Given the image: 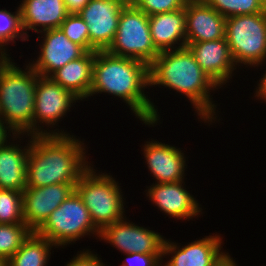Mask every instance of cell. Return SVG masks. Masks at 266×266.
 <instances>
[{
	"label": "cell",
	"mask_w": 266,
	"mask_h": 266,
	"mask_svg": "<svg viewBox=\"0 0 266 266\" xmlns=\"http://www.w3.org/2000/svg\"><path fill=\"white\" fill-rule=\"evenodd\" d=\"M148 87L149 65L138 59L110 54L107 50L96 51L90 98L98 93L116 96L143 124L154 127L160 122V115L145 92Z\"/></svg>",
	"instance_id": "obj_1"
},
{
	"label": "cell",
	"mask_w": 266,
	"mask_h": 266,
	"mask_svg": "<svg viewBox=\"0 0 266 266\" xmlns=\"http://www.w3.org/2000/svg\"><path fill=\"white\" fill-rule=\"evenodd\" d=\"M149 79L150 86H164L185 95L198 119L215 123L218 110L210 92L220 87L201 69L187 47L161 51L149 65Z\"/></svg>",
	"instance_id": "obj_2"
},
{
	"label": "cell",
	"mask_w": 266,
	"mask_h": 266,
	"mask_svg": "<svg viewBox=\"0 0 266 266\" xmlns=\"http://www.w3.org/2000/svg\"><path fill=\"white\" fill-rule=\"evenodd\" d=\"M74 135L31 136L27 157V186L44 187L60 183L74 186L92 165L86 146Z\"/></svg>",
	"instance_id": "obj_3"
},
{
	"label": "cell",
	"mask_w": 266,
	"mask_h": 266,
	"mask_svg": "<svg viewBox=\"0 0 266 266\" xmlns=\"http://www.w3.org/2000/svg\"><path fill=\"white\" fill-rule=\"evenodd\" d=\"M0 57V115L14 135L33 136L35 86L40 76L30 64L15 65Z\"/></svg>",
	"instance_id": "obj_4"
},
{
	"label": "cell",
	"mask_w": 266,
	"mask_h": 266,
	"mask_svg": "<svg viewBox=\"0 0 266 266\" xmlns=\"http://www.w3.org/2000/svg\"><path fill=\"white\" fill-rule=\"evenodd\" d=\"M75 190L81 196L93 224L99 231L125 217L123 193L112 175L106 172L97 173V170L90 166L81 175Z\"/></svg>",
	"instance_id": "obj_5"
},
{
	"label": "cell",
	"mask_w": 266,
	"mask_h": 266,
	"mask_svg": "<svg viewBox=\"0 0 266 266\" xmlns=\"http://www.w3.org/2000/svg\"><path fill=\"white\" fill-rule=\"evenodd\" d=\"M225 38L238 67L262 66L266 61V12L226 18Z\"/></svg>",
	"instance_id": "obj_6"
},
{
	"label": "cell",
	"mask_w": 266,
	"mask_h": 266,
	"mask_svg": "<svg viewBox=\"0 0 266 266\" xmlns=\"http://www.w3.org/2000/svg\"><path fill=\"white\" fill-rule=\"evenodd\" d=\"M36 233L59 248L75 243L86 235H95L98 239L100 231L93 224L81 196L74 190Z\"/></svg>",
	"instance_id": "obj_7"
},
{
	"label": "cell",
	"mask_w": 266,
	"mask_h": 266,
	"mask_svg": "<svg viewBox=\"0 0 266 266\" xmlns=\"http://www.w3.org/2000/svg\"><path fill=\"white\" fill-rule=\"evenodd\" d=\"M107 51L150 65L160 52L151 39L149 16L129 2L121 10L115 38Z\"/></svg>",
	"instance_id": "obj_8"
},
{
	"label": "cell",
	"mask_w": 266,
	"mask_h": 266,
	"mask_svg": "<svg viewBox=\"0 0 266 266\" xmlns=\"http://www.w3.org/2000/svg\"><path fill=\"white\" fill-rule=\"evenodd\" d=\"M78 100L69 90L54 82L50 77L39 76L35 86L33 136L70 135V133L62 131V129L56 128L53 130L52 128L58 125L57 123L60 119L67 116V112ZM42 124L48 127L46 128L48 131L43 129L45 126H41Z\"/></svg>",
	"instance_id": "obj_9"
},
{
	"label": "cell",
	"mask_w": 266,
	"mask_h": 266,
	"mask_svg": "<svg viewBox=\"0 0 266 266\" xmlns=\"http://www.w3.org/2000/svg\"><path fill=\"white\" fill-rule=\"evenodd\" d=\"M128 221L125 216L122 220L104 227L100 231L99 240H104L123 254L133 252L154 254L162 262L166 238L147 227Z\"/></svg>",
	"instance_id": "obj_10"
},
{
	"label": "cell",
	"mask_w": 266,
	"mask_h": 266,
	"mask_svg": "<svg viewBox=\"0 0 266 266\" xmlns=\"http://www.w3.org/2000/svg\"><path fill=\"white\" fill-rule=\"evenodd\" d=\"M129 0H90L78 13L87 24L89 51L107 50L119 24L121 10Z\"/></svg>",
	"instance_id": "obj_11"
},
{
	"label": "cell",
	"mask_w": 266,
	"mask_h": 266,
	"mask_svg": "<svg viewBox=\"0 0 266 266\" xmlns=\"http://www.w3.org/2000/svg\"><path fill=\"white\" fill-rule=\"evenodd\" d=\"M222 243L218 234L199 238L182 247L166 238L163 257L171 258L161 266H217L229 254L222 251Z\"/></svg>",
	"instance_id": "obj_12"
},
{
	"label": "cell",
	"mask_w": 266,
	"mask_h": 266,
	"mask_svg": "<svg viewBox=\"0 0 266 266\" xmlns=\"http://www.w3.org/2000/svg\"><path fill=\"white\" fill-rule=\"evenodd\" d=\"M75 190L72 183L26 187L23 191L24 223L36 232L50 214Z\"/></svg>",
	"instance_id": "obj_13"
},
{
	"label": "cell",
	"mask_w": 266,
	"mask_h": 266,
	"mask_svg": "<svg viewBox=\"0 0 266 266\" xmlns=\"http://www.w3.org/2000/svg\"><path fill=\"white\" fill-rule=\"evenodd\" d=\"M40 34L41 38L44 37L42 43L39 42V55L35 61L29 62L40 76L49 77L54 71L86 52L80 45L70 41L60 28L45 30Z\"/></svg>",
	"instance_id": "obj_14"
},
{
	"label": "cell",
	"mask_w": 266,
	"mask_h": 266,
	"mask_svg": "<svg viewBox=\"0 0 266 266\" xmlns=\"http://www.w3.org/2000/svg\"><path fill=\"white\" fill-rule=\"evenodd\" d=\"M183 184V185H182ZM183 181L169 183H152L146 191V196L158 210L176 220L196 218L202 213L198 200L186 190Z\"/></svg>",
	"instance_id": "obj_15"
},
{
	"label": "cell",
	"mask_w": 266,
	"mask_h": 266,
	"mask_svg": "<svg viewBox=\"0 0 266 266\" xmlns=\"http://www.w3.org/2000/svg\"><path fill=\"white\" fill-rule=\"evenodd\" d=\"M143 147L145 162L155 183L180 182L185 179L187 160L180 148L156 140L146 141Z\"/></svg>",
	"instance_id": "obj_16"
},
{
	"label": "cell",
	"mask_w": 266,
	"mask_h": 266,
	"mask_svg": "<svg viewBox=\"0 0 266 266\" xmlns=\"http://www.w3.org/2000/svg\"><path fill=\"white\" fill-rule=\"evenodd\" d=\"M201 69L221 88L237 68L226 38L190 43L186 46Z\"/></svg>",
	"instance_id": "obj_17"
},
{
	"label": "cell",
	"mask_w": 266,
	"mask_h": 266,
	"mask_svg": "<svg viewBox=\"0 0 266 266\" xmlns=\"http://www.w3.org/2000/svg\"><path fill=\"white\" fill-rule=\"evenodd\" d=\"M226 18L203 0L185 3L186 46L225 38Z\"/></svg>",
	"instance_id": "obj_18"
},
{
	"label": "cell",
	"mask_w": 266,
	"mask_h": 266,
	"mask_svg": "<svg viewBox=\"0 0 266 266\" xmlns=\"http://www.w3.org/2000/svg\"><path fill=\"white\" fill-rule=\"evenodd\" d=\"M20 3L21 25L27 39L30 30L38 34L60 28L68 15L63 0H22Z\"/></svg>",
	"instance_id": "obj_19"
},
{
	"label": "cell",
	"mask_w": 266,
	"mask_h": 266,
	"mask_svg": "<svg viewBox=\"0 0 266 266\" xmlns=\"http://www.w3.org/2000/svg\"><path fill=\"white\" fill-rule=\"evenodd\" d=\"M149 28L152 42L159 52L186 47L185 6L149 16Z\"/></svg>",
	"instance_id": "obj_20"
},
{
	"label": "cell",
	"mask_w": 266,
	"mask_h": 266,
	"mask_svg": "<svg viewBox=\"0 0 266 266\" xmlns=\"http://www.w3.org/2000/svg\"><path fill=\"white\" fill-rule=\"evenodd\" d=\"M28 137L30 140L28 139V144L24 147L19 146L21 144L18 142L13 143L11 139L0 147V189L21 192L25 190L31 135H28Z\"/></svg>",
	"instance_id": "obj_21"
},
{
	"label": "cell",
	"mask_w": 266,
	"mask_h": 266,
	"mask_svg": "<svg viewBox=\"0 0 266 266\" xmlns=\"http://www.w3.org/2000/svg\"><path fill=\"white\" fill-rule=\"evenodd\" d=\"M96 51L85 52L54 71L49 77L75 95L79 101L89 99L93 81V64Z\"/></svg>",
	"instance_id": "obj_22"
},
{
	"label": "cell",
	"mask_w": 266,
	"mask_h": 266,
	"mask_svg": "<svg viewBox=\"0 0 266 266\" xmlns=\"http://www.w3.org/2000/svg\"><path fill=\"white\" fill-rule=\"evenodd\" d=\"M48 239L32 232L16 253L6 261V266H47L52 248Z\"/></svg>",
	"instance_id": "obj_23"
},
{
	"label": "cell",
	"mask_w": 266,
	"mask_h": 266,
	"mask_svg": "<svg viewBox=\"0 0 266 266\" xmlns=\"http://www.w3.org/2000/svg\"><path fill=\"white\" fill-rule=\"evenodd\" d=\"M14 13L0 9V57H10L6 46L15 43L16 39L28 41L23 33L19 6Z\"/></svg>",
	"instance_id": "obj_24"
},
{
	"label": "cell",
	"mask_w": 266,
	"mask_h": 266,
	"mask_svg": "<svg viewBox=\"0 0 266 266\" xmlns=\"http://www.w3.org/2000/svg\"><path fill=\"white\" fill-rule=\"evenodd\" d=\"M32 232L26 224H0V260L10 259Z\"/></svg>",
	"instance_id": "obj_25"
},
{
	"label": "cell",
	"mask_w": 266,
	"mask_h": 266,
	"mask_svg": "<svg viewBox=\"0 0 266 266\" xmlns=\"http://www.w3.org/2000/svg\"><path fill=\"white\" fill-rule=\"evenodd\" d=\"M225 18L266 12L263 0H203Z\"/></svg>",
	"instance_id": "obj_26"
},
{
	"label": "cell",
	"mask_w": 266,
	"mask_h": 266,
	"mask_svg": "<svg viewBox=\"0 0 266 266\" xmlns=\"http://www.w3.org/2000/svg\"><path fill=\"white\" fill-rule=\"evenodd\" d=\"M23 192L0 189V224H25Z\"/></svg>",
	"instance_id": "obj_27"
},
{
	"label": "cell",
	"mask_w": 266,
	"mask_h": 266,
	"mask_svg": "<svg viewBox=\"0 0 266 266\" xmlns=\"http://www.w3.org/2000/svg\"><path fill=\"white\" fill-rule=\"evenodd\" d=\"M60 29L70 41L80 45L86 52H89L88 27L79 14H68L62 22Z\"/></svg>",
	"instance_id": "obj_28"
},
{
	"label": "cell",
	"mask_w": 266,
	"mask_h": 266,
	"mask_svg": "<svg viewBox=\"0 0 266 266\" xmlns=\"http://www.w3.org/2000/svg\"><path fill=\"white\" fill-rule=\"evenodd\" d=\"M138 10L147 16L182 9L187 0H129Z\"/></svg>",
	"instance_id": "obj_29"
},
{
	"label": "cell",
	"mask_w": 266,
	"mask_h": 266,
	"mask_svg": "<svg viewBox=\"0 0 266 266\" xmlns=\"http://www.w3.org/2000/svg\"><path fill=\"white\" fill-rule=\"evenodd\" d=\"M127 255L125 262L123 261L120 266H161L162 262L154 254H143V253H124ZM128 261V262H126ZM134 264H133V263Z\"/></svg>",
	"instance_id": "obj_30"
},
{
	"label": "cell",
	"mask_w": 266,
	"mask_h": 266,
	"mask_svg": "<svg viewBox=\"0 0 266 266\" xmlns=\"http://www.w3.org/2000/svg\"><path fill=\"white\" fill-rule=\"evenodd\" d=\"M91 249H84L83 251L80 250V252L73 257V259L70 260V262H67L65 266H106L101 260L100 257H98V254H93Z\"/></svg>",
	"instance_id": "obj_31"
},
{
	"label": "cell",
	"mask_w": 266,
	"mask_h": 266,
	"mask_svg": "<svg viewBox=\"0 0 266 266\" xmlns=\"http://www.w3.org/2000/svg\"><path fill=\"white\" fill-rule=\"evenodd\" d=\"M21 136L23 137L24 135H14L13 132H11V130L7 127L6 123L0 118V147L3 146L8 141L9 137L13 139L12 140L13 142L14 140L16 141L18 138L19 139L18 142L20 143L21 140L20 138H22Z\"/></svg>",
	"instance_id": "obj_32"
},
{
	"label": "cell",
	"mask_w": 266,
	"mask_h": 266,
	"mask_svg": "<svg viewBox=\"0 0 266 266\" xmlns=\"http://www.w3.org/2000/svg\"><path fill=\"white\" fill-rule=\"evenodd\" d=\"M68 14H78L90 0H63Z\"/></svg>",
	"instance_id": "obj_33"
},
{
	"label": "cell",
	"mask_w": 266,
	"mask_h": 266,
	"mask_svg": "<svg viewBox=\"0 0 266 266\" xmlns=\"http://www.w3.org/2000/svg\"><path fill=\"white\" fill-rule=\"evenodd\" d=\"M255 89L256 90L254 91V96L256 97V99H261L262 101L266 102V71L259 79V82Z\"/></svg>",
	"instance_id": "obj_34"
},
{
	"label": "cell",
	"mask_w": 266,
	"mask_h": 266,
	"mask_svg": "<svg viewBox=\"0 0 266 266\" xmlns=\"http://www.w3.org/2000/svg\"><path fill=\"white\" fill-rule=\"evenodd\" d=\"M217 266H238L237 263L228 254Z\"/></svg>",
	"instance_id": "obj_35"
},
{
	"label": "cell",
	"mask_w": 266,
	"mask_h": 266,
	"mask_svg": "<svg viewBox=\"0 0 266 266\" xmlns=\"http://www.w3.org/2000/svg\"><path fill=\"white\" fill-rule=\"evenodd\" d=\"M0 266H6V261L0 260Z\"/></svg>",
	"instance_id": "obj_36"
},
{
	"label": "cell",
	"mask_w": 266,
	"mask_h": 266,
	"mask_svg": "<svg viewBox=\"0 0 266 266\" xmlns=\"http://www.w3.org/2000/svg\"><path fill=\"white\" fill-rule=\"evenodd\" d=\"M263 3H264V7L266 9V0H263Z\"/></svg>",
	"instance_id": "obj_37"
}]
</instances>
